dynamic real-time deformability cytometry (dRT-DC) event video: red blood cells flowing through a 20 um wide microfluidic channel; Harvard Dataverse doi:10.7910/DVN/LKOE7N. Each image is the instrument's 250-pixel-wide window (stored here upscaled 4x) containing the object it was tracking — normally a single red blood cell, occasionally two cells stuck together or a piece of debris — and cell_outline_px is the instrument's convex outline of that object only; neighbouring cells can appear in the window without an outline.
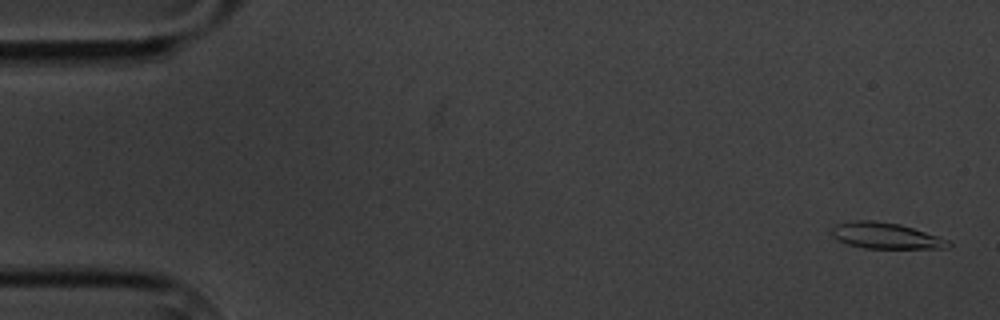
{"species": "common noctule bat (a hibernating species)", "species_latin": "Nyctalus noctula", "temperature_condition": "cold", "stored_images_in_passage": 13, "camera_frame_rate_fps": 3000, "um_per_image_px": 0.085, "animal": {"sex": "male", "body_mass_g": 20.1, "forearm_length_mm": 53.5}, "frame": {"image": 1, "passage_image": 1, "time_ms": 0.0, "image_size_px": [1000, 320], "cell_outline_px": [[952, 244], [948, 248], [864, 248], [848, 244], [836, 240], [832, 236], [832, 228], [836, 224], [856, 220], [872, 220], [900, 224], [940, 236], [952, 240]], "centroid_in_image_um": [75.33, 20.04], "position_along_channel_um": 9.7, "area_um2": 17.86}}
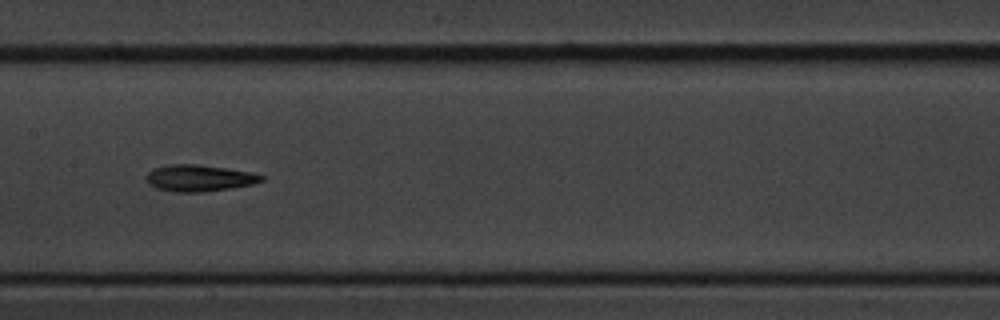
{"frame": {"image": 2, "passage_image": 8, "time_ms": 9.0, "image_size_px": [1000, 320], "cell_outline_px": [[264, 180], [252, 184], [232, 188], [204, 192], [176, 192], [156, 188], [148, 184], [144, 176], [152, 168], [168, 164], [196, 164], [252, 172], [264, 176]], "centroid_in_image_um": [16.89, 15.13], "position_along_channel_um": 190.5, "area_um2": 17.98}}
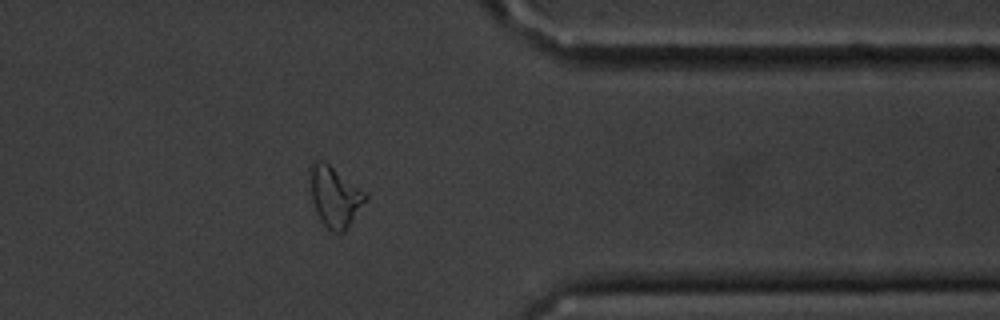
{"frame": {"image": 3, "passage_image": 13, "time_ms": 15.0, "image_size_px": [1000, 320], "cell_outline_px": [[368, 196], [344, 232], [332, 232], [320, 220], [316, 212], [312, 200], [308, 168], [312, 160], [324, 160], [368, 192]], "centroid_in_image_um": [28.43, 16.64], "position_along_channel_um": 383.0, "area_um2": 19.77}, "authors_computed_cell_mechanics": {"area_um2": 17.6868, "velocity_mm_per_s": 3.4126, "shape_relaxation_time_tau1_ms": 5.9534, "shape_relaxation_time_tau2_ms": 7.2652, "deformation_change_tau1": 0.1555, "deformation_change_tau2": 0.183}}